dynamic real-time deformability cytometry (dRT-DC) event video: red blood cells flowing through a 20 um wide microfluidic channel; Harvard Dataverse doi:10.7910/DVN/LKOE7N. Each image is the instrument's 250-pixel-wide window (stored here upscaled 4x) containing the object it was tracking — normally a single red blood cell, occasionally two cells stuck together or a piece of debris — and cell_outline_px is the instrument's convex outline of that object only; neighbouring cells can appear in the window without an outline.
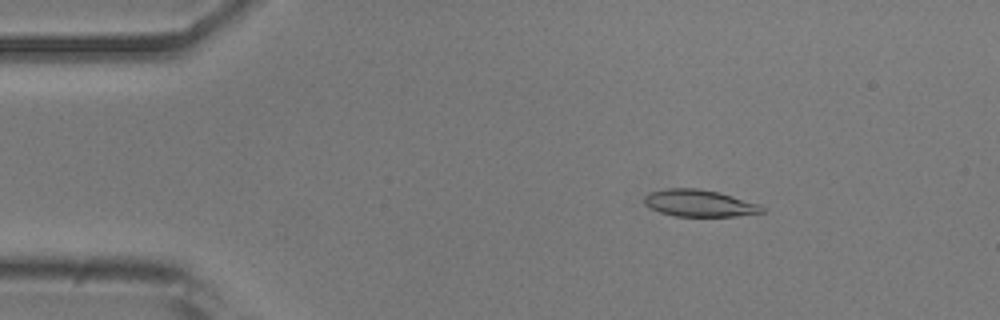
{"species": "common noctule bat (a hibernating species)", "species_latin": "Nyctalus noctula", "temperature_condition": "room temperature", "stored_images_in_passage": 53, "camera_frame_rate_fps": 3000, "um_per_image_px": 0.085, "animal": {"sex": "male", "body_mass_g": 20.5, "forearm_length_mm": 52.5}, "frame": {"image": 1, "passage_image": 8, "time_ms": 2.333, "image_size_px": [1000, 320], "cell_outline_px": [[764, 212], [736, 216], [676, 216], [660, 212], [644, 204], [644, 196], [648, 192], [668, 188], [700, 188], [720, 192], [760, 204], [764, 208]], "centroid_in_image_um": [59.44, 17.26], "position_along_channel_um": 25.6, "area_um2": 18.55}}
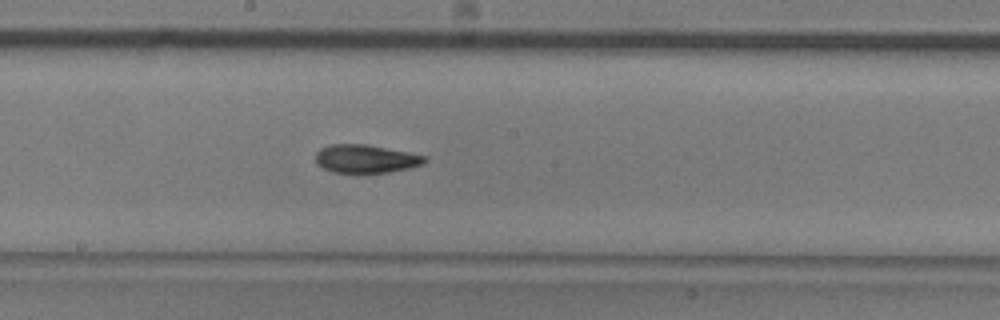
{"frame": {"image": 2, "passage_image": 28, "time_ms": 9.0, "image_size_px": [1000, 320], "cell_outline_px": [[428, 160], [424, 164], [408, 168], [388, 172], [332, 172], [316, 164], [316, 152], [320, 148], [332, 144], [364, 144], [408, 152], [428, 156]], "centroid_in_image_um": [31.1, 13.49], "position_along_channel_um": 217.1, "area_um2": 17.86}}
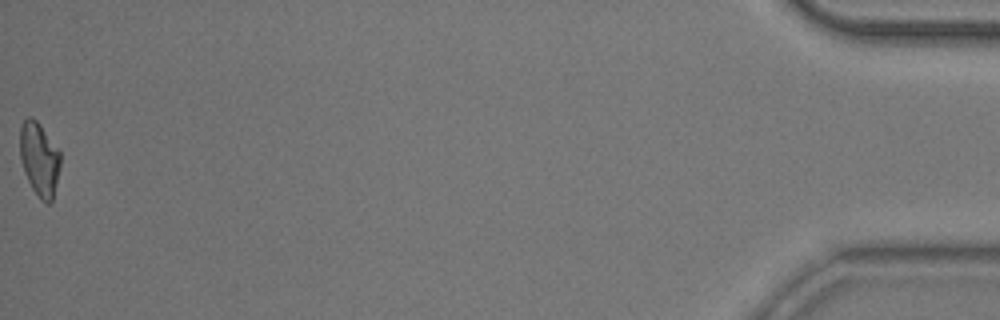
{"frame": {"image": 3, "passage_image": 53, "time_ms": 17.333, "image_size_px": [1000, 320], "cell_outline_px": [[60, 164], [52, 200], [48, 204], [40, 200], [32, 188], [24, 172], [20, 160], [20, 128], [24, 120], [28, 116], [32, 116], [40, 124], [60, 152]], "centroid_in_image_um": [3.32, 13.51], "position_along_channel_um": 431.9, "area_um2": 17.22}, "authors_computed_cell_mechanics": {"area_um2": 18.0914, "velocity_mm_per_s": 3.7955, "shape_relaxation_time_tau1_ms": 6.2766, "shape_relaxation_time_tau2_ms": 2.6498, "deformation_change_tau1": 0.1795, "deformation_change_tau2": 0.0895}}